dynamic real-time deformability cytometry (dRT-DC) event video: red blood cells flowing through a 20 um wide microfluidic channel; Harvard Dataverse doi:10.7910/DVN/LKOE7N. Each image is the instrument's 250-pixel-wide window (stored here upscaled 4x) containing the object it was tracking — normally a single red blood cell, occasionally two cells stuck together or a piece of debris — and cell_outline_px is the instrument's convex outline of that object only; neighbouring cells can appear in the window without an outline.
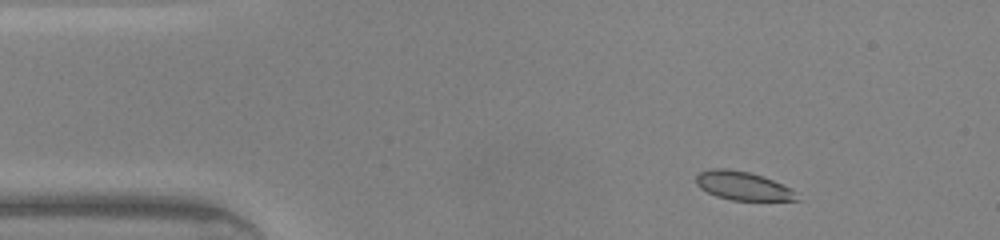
{"species": "common noctule bat (a hibernating species)", "species_latin": "Nyctalus noctula", "temperature_condition": "warm", "stored_images_in_passage": 45, "camera_frame_rate_fps": 3000, "um_per_image_px": 0.085, "animal": {"sex": "male", "body_mass_g": 20.0, "forearm_length_mm": 53.3}, "frame": {"image": 1, "passage_image": 4, "time_ms": 1.0, "image_size_px": [1000, 240], "cell_outline_px": [[800, 200], [732, 200], [716, 196], [700, 188], [696, 184], [696, 176], [700, 172], [712, 168], [728, 168], [748, 172], [764, 176], [792, 188]], "centroid_in_image_um": [63.14, 15.78], "position_along_channel_um": 21.9, "area_um2": 16.82}}
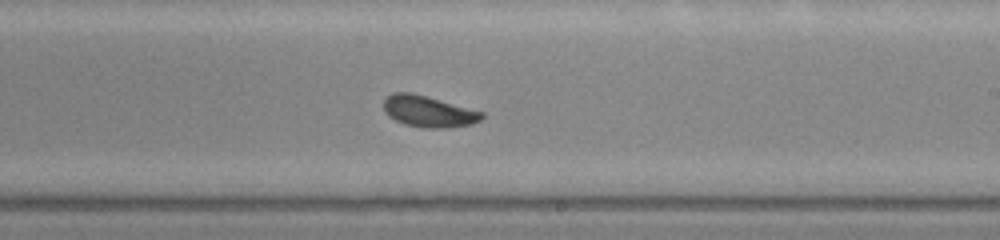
{"frame": {"image": 2, "passage_image": 25, "time_ms": 8.0, "image_size_px": [1000, 240], "cell_outline_px": [[484, 116], [480, 120], [472, 124], [448, 128], [424, 128], [404, 124], [388, 116], [384, 112], [384, 100], [392, 92], [412, 92], [484, 112]], "centroid_in_image_um": [36.41, 9.47], "position_along_channel_um": 252.6, "area_um2": 17.98}}
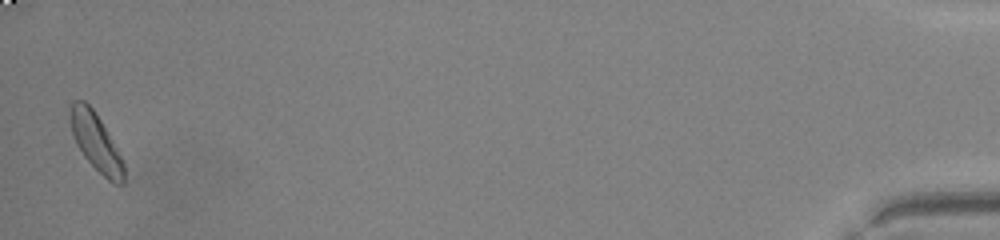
{"frame": {"image": 3, "passage_image": 44, "time_ms": 14.333, "image_size_px": [1000, 240], "cell_outline_px": [[124, 184], [116, 184], [108, 180], [84, 156], [76, 144], [72, 136], [68, 116], [68, 112], [72, 100], [84, 100], [92, 108], [100, 120], [112, 140], [124, 164]], "centroid_in_image_um": [8.1, 12.03], "position_along_channel_um": 427.1, "area_um2": 17.86}, "authors_computed_cell_mechanics": {"area_um2": 17.7446, "velocity_mm_per_s": 4.3053, "shape_relaxation_time_tau1_ms": 3.1879, "shape_relaxation_time_tau2_ms": null, "deformation_change_tau1": 0.1103, "deformation_change_tau2": null}}